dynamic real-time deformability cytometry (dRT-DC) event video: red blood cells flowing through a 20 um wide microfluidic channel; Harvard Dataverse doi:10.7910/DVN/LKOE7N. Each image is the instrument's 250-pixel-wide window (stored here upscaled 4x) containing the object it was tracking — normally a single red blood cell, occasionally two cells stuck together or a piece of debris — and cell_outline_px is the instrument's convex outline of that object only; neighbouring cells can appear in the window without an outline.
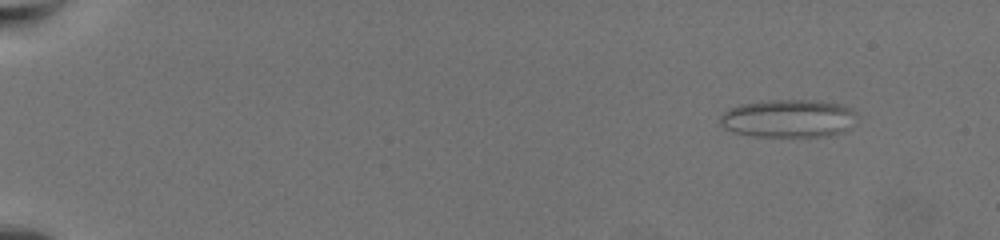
{"species": "common noctule bat (a hibernating species)", "species_latin": "Nyctalus noctula", "temperature_condition": "warm", "stored_images_in_passage": 64, "camera_frame_rate_fps": 3000, "um_per_image_px": 0.085, "animal": {"sex": "female", "body_mass_g": 19.5, "forearm_length_mm": 54.1}, "frame": {"image": 1, "passage_image": 7, "time_ms": 2.0, "image_size_px": [1000, 240], "cell_outline_px": [[852, 112], [848, 128], [844, 132], [828, 136], [756, 136], [732, 132], [724, 128], [720, 124], [720, 116], [728, 108], [740, 104], [768, 100], [820, 100], [840, 104], [852, 108]], "centroid_in_image_um": [66.93, 10.06], "position_along_channel_um": 18.1, "area_um2": 30.06}}
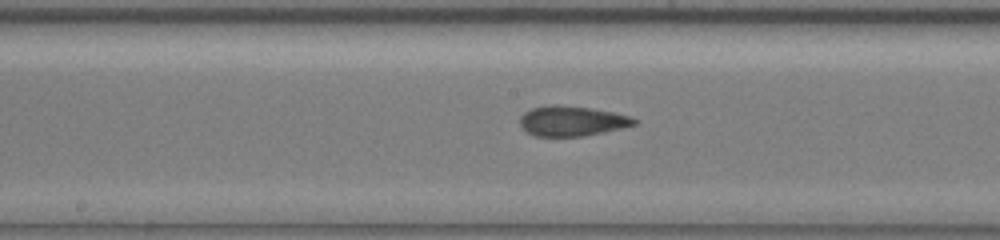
{"frame": {"image": 2, "passage_image": 37, "time_ms": 12.0, "image_size_px": [1000, 240], "cell_outline_px": [[636, 124], [604, 132], [584, 136], [536, 136], [528, 132], [520, 124], [520, 116], [524, 112], [532, 108], [552, 104], [556, 104], [588, 108], [612, 112], [628, 116], [636, 120]], "centroid_in_image_um": [48.57, 10.28], "position_along_channel_um": 199.6, "area_um2": 19.71}}
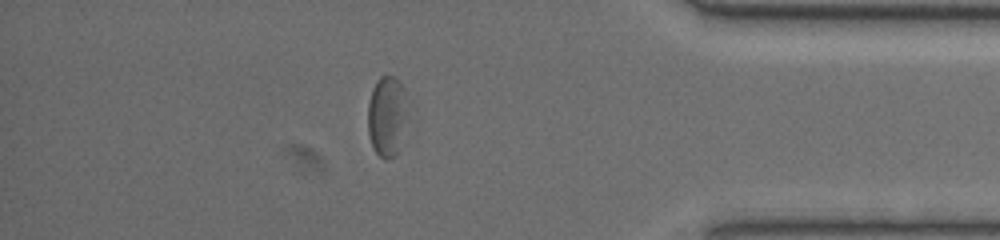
{"frame": {"image": 3, "passage_image": 57, "time_ms": 18.667, "image_size_px": [1000, 240], "cell_outline_px": [[404, 144], [396, 156], [388, 160], [384, 160], [372, 148], [368, 132], [368, 104], [372, 88], [380, 76], [396, 76], [404, 88]], "centroid_in_image_um": [32.87, 9.94], "position_along_channel_um": 402.3, "area_um2": 18.79}, "authors_computed_cell_mechanics": {"area_um2": 20.5479, "velocity_mm_per_s": 3.3857, "shape_relaxation_time_tau1_ms": null, "shape_relaxation_time_tau2_ms": 1.864, "deformation_change_tau1": null, "deformation_change_tau2": 0.0941}}